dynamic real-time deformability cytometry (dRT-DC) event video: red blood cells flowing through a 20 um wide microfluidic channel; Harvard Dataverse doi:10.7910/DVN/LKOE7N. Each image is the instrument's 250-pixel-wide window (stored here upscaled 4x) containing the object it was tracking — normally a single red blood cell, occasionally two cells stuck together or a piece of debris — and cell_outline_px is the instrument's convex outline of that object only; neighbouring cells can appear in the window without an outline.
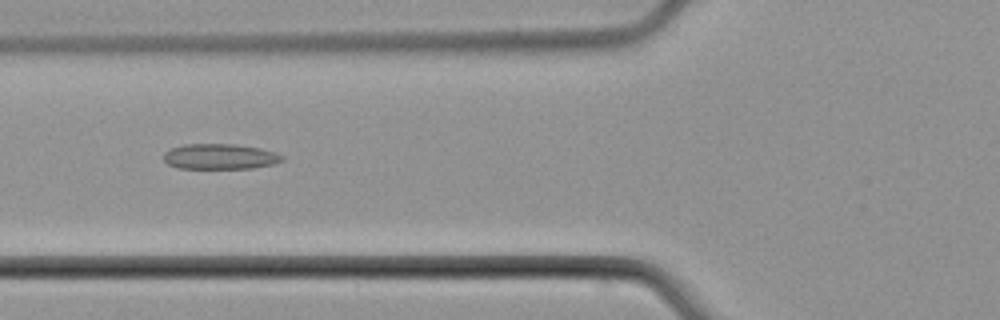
{"species": "common noctule bat (a hibernating species)", "species_latin": "Nyctalus noctula", "temperature_condition": "cold", "stored_images_in_passage": 6, "camera_frame_rate_fps": 3000, "um_per_image_px": 0.085, "animal": {"sex": "male", "body_mass_g": 21.5, "forearm_length_mm": 52.0}, "frame": {"image": 1, "passage_image": 6, "time_ms": 6.0, "image_size_px": [1000, 320], "cell_outline_px": [[284, 160], [276, 164], [252, 168], [176, 168], [168, 164], [164, 160], [164, 152], [172, 148], [184, 144], [232, 144], [260, 148], [284, 156]], "centroid_in_image_um": [18.7, 13.31], "position_along_channel_um": 107.1, "area_um2": 17.51}}